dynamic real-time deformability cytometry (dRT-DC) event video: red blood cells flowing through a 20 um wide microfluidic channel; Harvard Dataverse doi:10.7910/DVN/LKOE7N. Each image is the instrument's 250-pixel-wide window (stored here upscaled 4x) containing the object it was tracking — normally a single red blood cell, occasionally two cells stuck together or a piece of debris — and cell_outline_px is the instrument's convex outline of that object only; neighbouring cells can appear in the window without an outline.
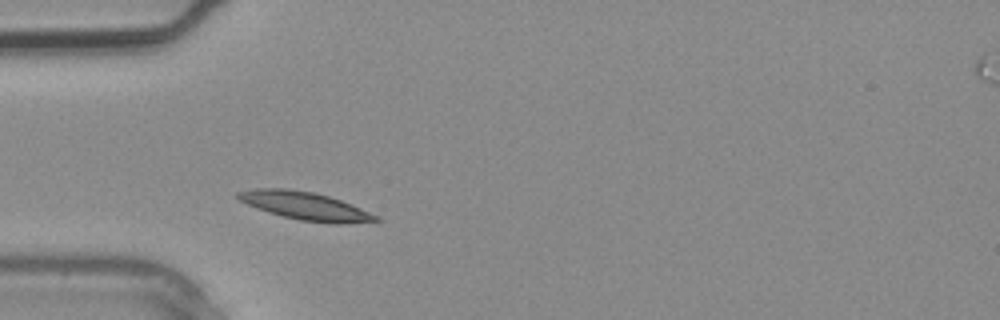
{"species": "common noctule bat (a hibernating species)", "species_latin": "Nyctalus noctula", "temperature_condition": "warm", "stored_images_in_passage": 3, "camera_frame_rate_fps": 3000, "um_per_image_px": 0.085, "animal": {"sex": "male", "body_mass_g": 20.4}, "frame": {"image": 1, "passage_image": 2, "time_ms": 0.333, "image_size_px": [1000, 320], "cell_outline_px": [[384, 220], [344, 224], [332, 224], [300, 220], [268, 212], [248, 204], [232, 196], [236, 192], [256, 188], [288, 188], [312, 192], [328, 196], [340, 200], [380, 216]], "centroid_in_image_um": [25.96, 17.51], "position_along_channel_um": 59.0, "area_um2": 22.54}}